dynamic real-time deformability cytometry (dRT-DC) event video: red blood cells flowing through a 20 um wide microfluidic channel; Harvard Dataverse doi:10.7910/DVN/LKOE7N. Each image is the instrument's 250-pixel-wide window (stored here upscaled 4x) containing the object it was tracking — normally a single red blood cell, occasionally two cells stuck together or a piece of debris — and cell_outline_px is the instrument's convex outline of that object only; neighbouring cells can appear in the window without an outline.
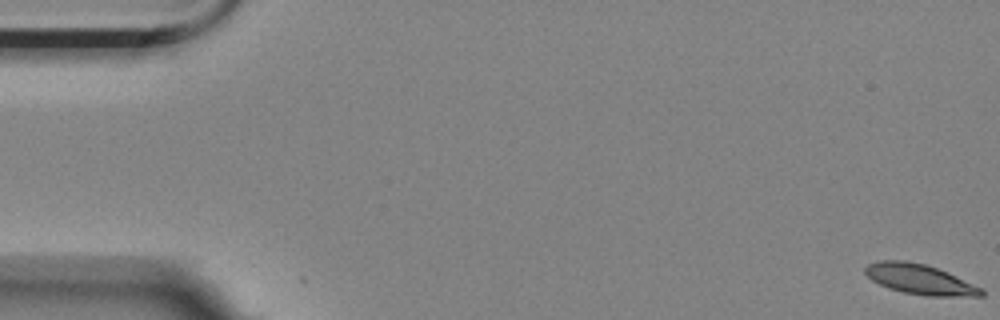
{"species": "Egyptian fruit bat (a non-hibernating species)", "species_latin": "Rousettus aegyptiacus", "temperature_condition": "room temperature", "stored_images_in_passage": 17, "camera_frame_rate_fps": 3000, "um_per_image_px": 0.085, "animal": {"sex": "female"}, "frame": {"image": 1, "passage_image": 1, "time_ms": 0.0, "image_size_px": [1000, 320], "cell_outline_px": [[984, 296], [928, 296], [904, 292], [888, 288], [872, 280], [864, 272], [864, 268], [868, 264], [880, 260], [904, 260], [924, 264], [948, 272], [984, 288]], "centroid_in_image_um": [78.22, 23.74], "position_along_channel_um": 6.8, "area_um2": 20.4}}
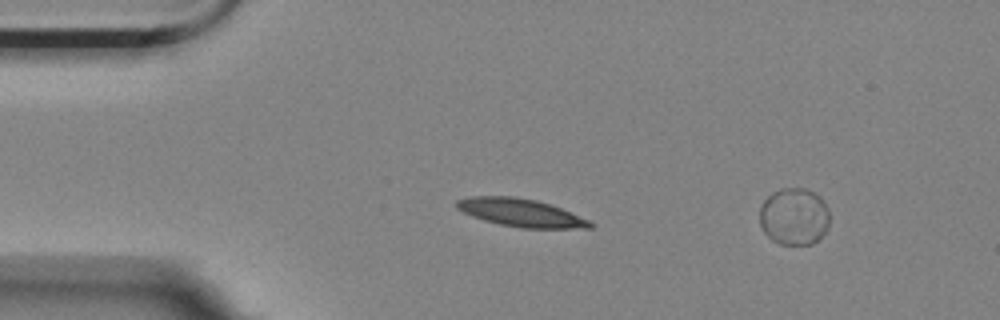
{"frame": {"image": 2, "passage_image": 14, "time_ms": 4.333, "image_size_px": [1000, 320], "cell_outline_px": [[596, 224], [592, 228], [520, 228], [500, 224], [484, 220], [472, 216], [456, 208], [456, 200], [472, 196], [512, 196], [536, 200], [560, 208], [588, 220]], "centroid_in_image_um": [44.25, 18.08], "position_along_channel_um": 40.7, "area_um2": 21.5}}